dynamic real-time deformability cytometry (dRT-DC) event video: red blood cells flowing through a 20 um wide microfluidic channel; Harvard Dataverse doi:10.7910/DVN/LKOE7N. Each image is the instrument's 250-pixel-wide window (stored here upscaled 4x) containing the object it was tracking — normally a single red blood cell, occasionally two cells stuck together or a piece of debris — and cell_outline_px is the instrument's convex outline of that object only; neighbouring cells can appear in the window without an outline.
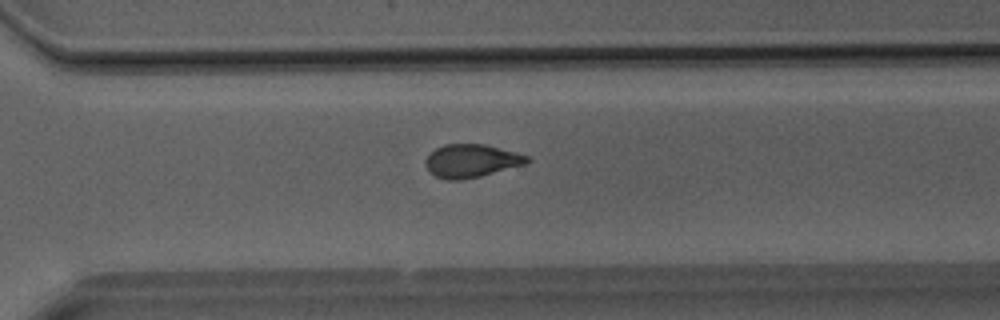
{"species": "Egyptian fruit bat (a non-hibernating species)", "species_latin": "Rousettus aegyptiacus", "temperature_condition": "room temperature", "stored_images_in_passage": 40, "camera_frame_rate_fps": 3000, "um_per_image_px": 0.085, "animal": {"sex": "male"}, "frame": {"image": 1, "passage_image": 29, "time_ms": 9.333, "image_size_px": [1000, 320], "cell_outline_px": [[532, 160], [528, 164], [480, 176], [460, 180], [444, 180], [428, 172], [424, 164], [424, 160], [436, 148], [444, 144], [484, 144], [528, 156]], "centroid_in_image_um": [40.05, 13.68], "position_along_channel_um": 330.6, "area_um2": 19.71}}
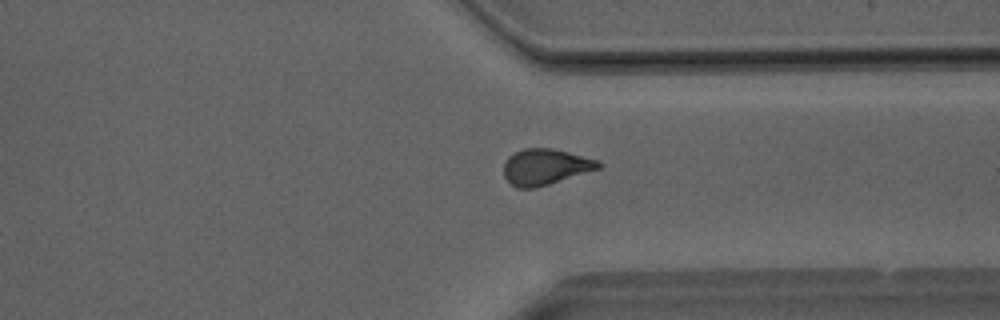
{"frame": {"image": 2, "passage_image": 31, "time_ms": 10.0, "image_size_px": [1000, 320], "cell_outline_px": [[604, 164], [600, 168], [536, 188], [516, 188], [504, 176], [504, 160], [512, 152], [524, 148], [552, 148], [600, 160]], "centroid_in_image_um": [46.35, 14.17], "position_along_channel_um": 365.1, "area_um2": 20.0}}
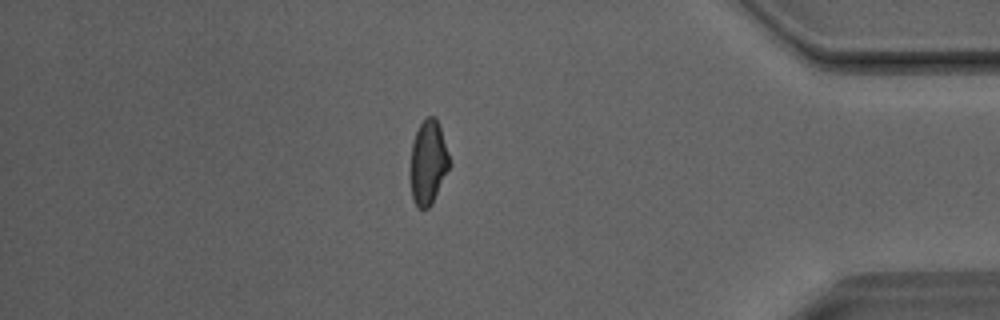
{"frame": {"image": 3, "passage_image": 35, "time_ms": 11.333, "image_size_px": [1000, 320], "cell_outline_px": [[452, 164], [432, 204], [428, 208], [416, 208], [412, 200], [412, 144], [416, 132], [420, 124], [428, 116], [432, 116], [436, 120], [440, 128]], "centroid_in_image_um": [36.43, 13.85], "position_along_channel_um": 398.8, "area_um2": 18.84}}